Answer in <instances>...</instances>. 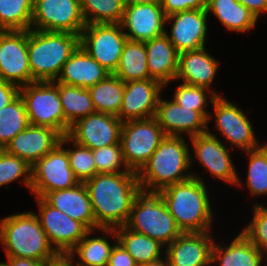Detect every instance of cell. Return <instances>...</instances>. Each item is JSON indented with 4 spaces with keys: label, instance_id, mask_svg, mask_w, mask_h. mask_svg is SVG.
<instances>
[{
    "label": "cell",
    "instance_id": "6da1fadb",
    "mask_svg": "<svg viewBox=\"0 0 267 266\" xmlns=\"http://www.w3.org/2000/svg\"><path fill=\"white\" fill-rule=\"evenodd\" d=\"M96 230L115 229L127 224L141 186L136 172L101 173L86 180Z\"/></svg>",
    "mask_w": 267,
    "mask_h": 266
},
{
    "label": "cell",
    "instance_id": "7a4b0ae2",
    "mask_svg": "<svg viewBox=\"0 0 267 266\" xmlns=\"http://www.w3.org/2000/svg\"><path fill=\"white\" fill-rule=\"evenodd\" d=\"M202 178L195 173L187 181L172 184L158 192L183 233L212 229L213 207Z\"/></svg>",
    "mask_w": 267,
    "mask_h": 266
},
{
    "label": "cell",
    "instance_id": "3957f363",
    "mask_svg": "<svg viewBox=\"0 0 267 266\" xmlns=\"http://www.w3.org/2000/svg\"><path fill=\"white\" fill-rule=\"evenodd\" d=\"M184 136H166L137 173L141 190L158 193L167 186L192 178L193 159ZM190 172V173H189Z\"/></svg>",
    "mask_w": 267,
    "mask_h": 266
},
{
    "label": "cell",
    "instance_id": "277c9868",
    "mask_svg": "<svg viewBox=\"0 0 267 266\" xmlns=\"http://www.w3.org/2000/svg\"><path fill=\"white\" fill-rule=\"evenodd\" d=\"M80 45V36L67 32L27 30V48L32 83L55 81L63 65Z\"/></svg>",
    "mask_w": 267,
    "mask_h": 266
},
{
    "label": "cell",
    "instance_id": "5b68a950",
    "mask_svg": "<svg viewBox=\"0 0 267 266\" xmlns=\"http://www.w3.org/2000/svg\"><path fill=\"white\" fill-rule=\"evenodd\" d=\"M0 243L6 257L47 261L58 253L50 245L34 211L7 215L0 219Z\"/></svg>",
    "mask_w": 267,
    "mask_h": 266
},
{
    "label": "cell",
    "instance_id": "8992f818",
    "mask_svg": "<svg viewBox=\"0 0 267 266\" xmlns=\"http://www.w3.org/2000/svg\"><path fill=\"white\" fill-rule=\"evenodd\" d=\"M126 226L156 239L164 247L183 233L161 196L143 191L134 200Z\"/></svg>",
    "mask_w": 267,
    "mask_h": 266
},
{
    "label": "cell",
    "instance_id": "52a82bcc",
    "mask_svg": "<svg viewBox=\"0 0 267 266\" xmlns=\"http://www.w3.org/2000/svg\"><path fill=\"white\" fill-rule=\"evenodd\" d=\"M30 125L48 127L67 135V120L55 81H35L20 88Z\"/></svg>",
    "mask_w": 267,
    "mask_h": 266
},
{
    "label": "cell",
    "instance_id": "ba28073f",
    "mask_svg": "<svg viewBox=\"0 0 267 266\" xmlns=\"http://www.w3.org/2000/svg\"><path fill=\"white\" fill-rule=\"evenodd\" d=\"M165 137L155 117L123 122L120 145L129 170L138 173Z\"/></svg>",
    "mask_w": 267,
    "mask_h": 266
},
{
    "label": "cell",
    "instance_id": "9c48e42d",
    "mask_svg": "<svg viewBox=\"0 0 267 266\" xmlns=\"http://www.w3.org/2000/svg\"><path fill=\"white\" fill-rule=\"evenodd\" d=\"M67 144L68 136H62L60 143L32 166L30 191L36 197L43 198L51 191L69 189L80 183L70 167Z\"/></svg>",
    "mask_w": 267,
    "mask_h": 266
},
{
    "label": "cell",
    "instance_id": "30bf717a",
    "mask_svg": "<svg viewBox=\"0 0 267 266\" xmlns=\"http://www.w3.org/2000/svg\"><path fill=\"white\" fill-rule=\"evenodd\" d=\"M127 40L120 23L86 24L80 34V45L110 74L117 69Z\"/></svg>",
    "mask_w": 267,
    "mask_h": 266
},
{
    "label": "cell",
    "instance_id": "8fae6325",
    "mask_svg": "<svg viewBox=\"0 0 267 266\" xmlns=\"http://www.w3.org/2000/svg\"><path fill=\"white\" fill-rule=\"evenodd\" d=\"M85 26L79 0H34L30 29L80 36Z\"/></svg>",
    "mask_w": 267,
    "mask_h": 266
},
{
    "label": "cell",
    "instance_id": "7c38bea8",
    "mask_svg": "<svg viewBox=\"0 0 267 266\" xmlns=\"http://www.w3.org/2000/svg\"><path fill=\"white\" fill-rule=\"evenodd\" d=\"M228 101L224 96H217L212 105L214 114H209L208 124L214 115L215 128L225 138L227 143L239 150L246 152L261 147L249 118L246 114Z\"/></svg>",
    "mask_w": 267,
    "mask_h": 266
},
{
    "label": "cell",
    "instance_id": "4fadbf2b",
    "mask_svg": "<svg viewBox=\"0 0 267 266\" xmlns=\"http://www.w3.org/2000/svg\"><path fill=\"white\" fill-rule=\"evenodd\" d=\"M38 217L50 245L57 253L68 254L90 231L83 223L72 219L49 205L42 197H35Z\"/></svg>",
    "mask_w": 267,
    "mask_h": 266
},
{
    "label": "cell",
    "instance_id": "5bb4252c",
    "mask_svg": "<svg viewBox=\"0 0 267 266\" xmlns=\"http://www.w3.org/2000/svg\"><path fill=\"white\" fill-rule=\"evenodd\" d=\"M190 143L195 158L207 170L213 178L225 181L235 187L243 186L241 178L236 172L231 158L230 150L226 145L210 131L190 138Z\"/></svg>",
    "mask_w": 267,
    "mask_h": 266
},
{
    "label": "cell",
    "instance_id": "9a60e30c",
    "mask_svg": "<svg viewBox=\"0 0 267 266\" xmlns=\"http://www.w3.org/2000/svg\"><path fill=\"white\" fill-rule=\"evenodd\" d=\"M0 79L20 88L32 83L27 30H7L0 34Z\"/></svg>",
    "mask_w": 267,
    "mask_h": 266
},
{
    "label": "cell",
    "instance_id": "2e32d148",
    "mask_svg": "<svg viewBox=\"0 0 267 266\" xmlns=\"http://www.w3.org/2000/svg\"><path fill=\"white\" fill-rule=\"evenodd\" d=\"M123 122L113 114L95 112L71 125L67 136L92 150L120 143Z\"/></svg>",
    "mask_w": 267,
    "mask_h": 266
},
{
    "label": "cell",
    "instance_id": "e0dca14e",
    "mask_svg": "<svg viewBox=\"0 0 267 266\" xmlns=\"http://www.w3.org/2000/svg\"><path fill=\"white\" fill-rule=\"evenodd\" d=\"M206 9L182 11L166 17L171 23L170 33L165 32L179 53L205 47L208 31Z\"/></svg>",
    "mask_w": 267,
    "mask_h": 266
},
{
    "label": "cell",
    "instance_id": "ac0fdd59",
    "mask_svg": "<svg viewBox=\"0 0 267 266\" xmlns=\"http://www.w3.org/2000/svg\"><path fill=\"white\" fill-rule=\"evenodd\" d=\"M164 88L160 82L151 78L126 82L117 116L122 122L155 117Z\"/></svg>",
    "mask_w": 267,
    "mask_h": 266
},
{
    "label": "cell",
    "instance_id": "d6986e66",
    "mask_svg": "<svg viewBox=\"0 0 267 266\" xmlns=\"http://www.w3.org/2000/svg\"><path fill=\"white\" fill-rule=\"evenodd\" d=\"M166 136H184L189 138L207 132L208 120L193 108L180 106L174 99H163L160 95L155 114Z\"/></svg>",
    "mask_w": 267,
    "mask_h": 266
},
{
    "label": "cell",
    "instance_id": "ffe728a7",
    "mask_svg": "<svg viewBox=\"0 0 267 266\" xmlns=\"http://www.w3.org/2000/svg\"><path fill=\"white\" fill-rule=\"evenodd\" d=\"M120 24L128 40L145 42L166 32V15L161 3L129 5Z\"/></svg>",
    "mask_w": 267,
    "mask_h": 266
},
{
    "label": "cell",
    "instance_id": "44dd1931",
    "mask_svg": "<svg viewBox=\"0 0 267 266\" xmlns=\"http://www.w3.org/2000/svg\"><path fill=\"white\" fill-rule=\"evenodd\" d=\"M214 238L211 231L186 232L165 247L171 266H211Z\"/></svg>",
    "mask_w": 267,
    "mask_h": 266
},
{
    "label": "cell",
    "instance_id": "7402d4cb",
    "mask_svg": "<svg viewBox=\"0 0 267 266\" xmlns=\"http://www.w3.org/2000/svg\"><path fill=\"white\" fill-rule=\"evenodd\" d=\"M61 137L51 128L29 125L13 138L4 150L23 159L32 167L60 143Z\"/></svg>",
    "mask_w": 267,
    "mask_h": 266
},
{
    "label": "cell",
    "instance_id": "603a6c76",
    "mask_svg": "<svg viewBox=\"0 0 267 266\" xmlns=\"http://www.w3.org/2000/svg\"><path fill=\"white\" fill-rule=\"evenodd\" d=\"M43 199L70 218L83 223L90 231L96 232L95 216L84 182L69 189L51 191Z\"/></svg>",
    "mask_w": 267,
    "mask_h": 266
},
{
    "label": "cell",
    "instance_id": "cb8c5ba5",
    "mask_svg": "<svg viewBox=\"0 0 267 266\" xmlns=\"http://www.w3.org/2000/svg\"><path fill=\"white\" fill-rule=\"evenodd\" d=\"M219 61L216 60L205 47L179 53L178 70L175 81L211 88L217 76Z\"/></svg>",
    "mask_w": 267,
    "mask_h": 266
},
{
    "label": "cell",
    "instance_id": "d4e9b609",
    "mask_svg": "<svg viewBox=\"0 0 267 266\" xmlns=\"http://www.w3.org/2000/svg\"><path fill=\"white\" fill-rule=\"evenodd\" d=\"M147 66L151 79L164 87L175 81L178 70L179 52L164 33L145 41Z\"/></svg>",
    "mask_w": 267,
    "mask_h": 266
},
{
    "label": "cell",
    "instance_id": "484cf974",
    "mask_svg": "<svg viewBox=\"0 0 267 266\" xmlns=\"http://www.w3.org/2000/svg\"><path fill=\"white\" fill-rule=\"evenodd\" d=\"M109 74L79 45L63 65L62 71L55 82L88 89L104 80Z\"/></svg>",
    "mask_w": 267,
    "mask_h": 266
},
{
    "label": "cell",
    "instance_id": "4316f807",
    "mask_svg": "<svg viewBox=\"0 0 267 266\" xmlns=\"http://www.w3.org/2000/svg\"><path fill=\"white\" fill-rule=\"evenodd\" d=\"M265 255L239 232L228 245L214 241L211 264L217 266H267L263 264ZM219 264V265H218Z\"/></svg>",
    "mask_w": 267,
    "mask_h": 266
},
{
    "label": "cell",
    "instance_id": "83f0119b",
    "mask_svg": "<svg viewBox=\"0 0 267 266\" xmlns=\"http://www.w3.org/2000/svg\"><path fill=\"white\" fill-rule=\"evenodd\" d=\"M95 230L89 231L85 237L68 253L74 259L77 256L76 266H107L111 251L117 243L115 229H99L103 235L90 238ZM105 234V235H104ZM114 239L108 241V236ZM107 236V237H106ZM76 255V256H75Z\"/></svg>",
    "mask_w": 267,
    "mask_h": 266
},
{
    "label": "cell",
    "instance_id": "f1b7e54d",
    "mask_svg": "<svg viewBox=\"0 0 267 266\" xmlns=\"http://www.w3.org/2000/svg\"><path fill=\"white\" fill-rule=\"evenodd\" d=\"M207 13L214 14L228 30L245 33L255 28L256 16L238 0H207Z\"/></svg>",
    "mask_w": 267,
    "mask_h": 266
},
{
    "label": "cell",
    "instance_id": "f546056e",
    "mask_svg": "<svg viewBox=\"0 0 267 266\" xmlns=\"http://www.w3.org/2000/svg\"><path fill=\"white\" fill-rule=\"evenodd\" d=\"M117 242L133 257L138 266L152 263L165 256L164 246L156 239L135 232L126 225L115 228Z\"/></svg>",
    "mask_w": 267,
    "mask_h": 266
},
{
    "label": "cell",
    "instance_id": "4dcf8cb0",
    "mask_svg": "<svg viewBox=\"0 0 267 266\" xmlns=\"http://www.w3.org/2000/svg\"><path fill=\"white\" fill-rule=\"evenodd\" d=\"M114 75L124 83L150 78L145 42L127 40Z\"/></svg>",
    "mask_w": 267,
    "mask_h": 266
},
{
    "label": "cell",
    "instance_id": "1f68e13d",
    "mask_svg": "<svg viewBox=\"0 0 267 266\" xmlns=\"http://www.w3.org/2000/svg\"><path fill=\"white\" fill-rule=\"evenodd\" d=\"M57 85L68 134L71 125L77 120L96 111L88 89L63 83Z\"/></svg>",
    "mask_w": 267,
    "mask_h": 266
},
{
    "label": "cell",
    "instance_id": "d6a6232c",
    "mask_svg": "<svg viewBox=\"0 0 267 266\" xmlns=\"http://www.w3.org/2000/svg\"><path fill=\"white\" fill-rule=\"evenodd\" d=\"M125 83L114 74L88 88L95 111L118 115L123 99Z\"/></svg>",
    "mask_w": 267,
    "mask_h": 266
},
{
    "label": "cell",
    "instance_id": "836d02e7",
    "mask_svg": "<svg viewBox=\"0 0 267 266\" xmlns=\"http://www.w3.org/2000/svg\"><path fill=\"white\" fill-rule=\"evenodd\" d=\"M24 101L19 95L14 101L0 110V149L29 126Z\"/></svg>",
    "mask_w": 267,
    "mask_h": 266
},
{
    "label": "cell",
    "instance_id": "e575fe53",
    "mask_svg": "<svg viewBox=\"0 0 267 266\" xmlns=\"http://www.w3.org/2000/svg\"><path fill=\"white\" fill-rule=\"evenodd\" d=\"M86 24L121 23L125 4L123 0H79Z\"/></svg>",
    "mask_w": 267,
    "mask_h": 266
},
{
    "label": "cell",
    "instance_id": "d590c367",
    "mask_svg": "<svg viewBox=\"0 0 267 266\" xmlns=\"http://www.w3.org/2000/svg\"><path fill=\"white\" fill-rule=\"evenodd\" d=\"M34 0H0V23L6 30H29Z\"/></svg>",
    "mask_w": 267,
    "mask_h": 266
},
{
    "label": "cell",
    "instance_id": "8d00e7d4",
    "mask_svg": "<svg viewBox=\"0 0 267 266\" xmlns=\"http://www.w3.org/2000/svg\"><path fill=\"white\" fill-rule=\"evenodd\" d=\"M249 156L246 186L252 196L267 195V143L244 152Z\"/></svg>",
    "mask_w": 267,
    "mask_h": 266
},
{
    "label": "cell",
    "instance_id": "74e56055",
    "mask_svg": "<svg viewBox=\"0 0 267 266\" xmlns=\"http://www.w3.org/2000/svg\"><path fill=\"white\" fill-rule=\"evenodd\" d=\"M173 95V99L180 106L193 108V110L199 111L207 120L211 111L208 112L206 107L209 103L212 104L217 96H222L214 89L210 90L205 87L194 86L185 83H181V85L175 89Z\"/></svg>",
    "mask_w": 267,
    "mask_h": 266
},
{
    "label": "cell",
    "instance_id": "f35d334b",
    "mask_svg": "<svg viewBox=\"0 0 267 266\" xmlns=\"http://www.w3.org/2000/svg\"><path fill=\"white\" fill-rule=\"evenodd\" d=\"M31 168L23 159L0 149V187L8 189L10 183L23 177V185L31 190Z\"/></svg>",
    "mask_w": 267,
    "mask_h": 266
},
{
    "label": "cell",
    "instance_id": "ab89813d",
    "mask_svg": "<svg viewBox=\"0 0 267 266\" xmlns=\"http://www.w3.org/2000/svg\"><path fill=\"white\" fill-rule=\"evenodd\" d=\"M68 143H71L73 148H65L68 153L70 167L73 170L75 177L79 182L94 177L97 174L96 164L93 158V150L81 146L68 137Z\"/></svg>",
    "mask_w": 267,
    "mask_h": 266
},
{
    "label": "cell",
    "instance_id": "60d3db41",
    "mask_svg": "<svg viewBox=\"0 0 267 266\" xmlns=\"http://www.w3.org/2000/svg\"><path fill=\"white\" fill-rule=\"evenodd\" d=\"M252 208L253 218L241 232L267 257V207L256 202Z\"/></svg>",
    "mask_w": 267,
    "mask_h": 266
},
{
    "label": "cell",
    "instance_id": "b9f144b4",
    "mask_svg": "<svg viewBox=\"0 0 267 266\" xmlns=\"http://www.w3.org/2000/svg\"><path fill=\"white\" fill-rule=\"evenodd\" d=\"M97 174L133 172L125 164L120 143L93 150Z\"/></svg>",
    "mask_w": 267,
    "mask_h": 266
},
{
    "label": "cell",
    "instance_id": "7bdbcfd3",
    "mask_svg": "<svg viewBox=\"0 0 267 266\" xmlns=\"http://www.w3.org/2000/svg\"><path fill=\"white\" fill-rule=\"evenodd\" d=\"M161 7L167 17L182 11L206 9L207 0H162Z\"/></svg>",
    "mask_w": 267,
    "mask_h": 266
},
{
    "label": "cell",
    "instance_id": "ee69618b",
    "mask_svg": "<svg viewBox=\"0 0 267 266\" xmlns=\"http://www.w3.org/2000/svg\"><path fill=\"white\" fill-rule=\"evenodd\" d=\"M107 266H138L133 257L117 242L109 257Z\"/></svg>",
    "mask_w": 267,
    "mask_h": 266
},
{
    "label": "cell",
    "instance_id": "f6af8a7d",
    "mask_svg": "<svg viewBox=\"0 0 267 266\" xmlns=\"http://www.w3.org/2000/svg\"><path fill=\"white\" fill-rule=\"evenodd\" d=\"M20 95V87L0 79V110Z\"/></svg>",
    "mask_w": 267,
    "mask_h": 266
},
{
    "label": "cell",
    "instance_id": "bcb514c9",
    "mask_svg": "<svg viewBox=\"0 0 267 266\" xmlns=\"http://www.w3.org/2000/svg\"><path fill=\"white\" fill-rule=\"evenodd\" d=\"M259 19L261 14L267 13V0H238ZM264 12V13H263Z\"/></svg>",
    "mask_w": 267,
    "mask_h": 266
},
{
    "label": "cell",
    "instance_id": "7dc6e473",
    "mask_svg": "<svg viewBox=\"0 0 267 266\" xmlns=\"http://www.w3.org/2000/svg\"><path fill=\"white\" fill-rule=\"evenodd\" d=\"M3 266H45V261L28 258L7 257V262H0Z\"/></svg>",
    "mask_w": 267,
    "mask_h": 266
},
{
    "label": "cell",
    "instance_id": "c3c4849f",
    "mask_svg": "<svg viewBox=\"0 0 267 266\" xmlns=\"http://www.w3.org/2000/svg\"><path fill=\"white\" fill-rule=\"evenodd\" d=\"M74 261L71 255L58 253L54 258L47 260L45 266H76Z\"/></svg>",
    "mask_w": 267,
    "mask_h": 266
},
{
    "label": "cell",
    "instance_id": "681fc988",
    "mask_svg": "<svg viewBox=\"0 0 267 266\" xmlns=\"http://www.w3.org/2000/svg\"><path fill=\"white\" fill-rule=\"evenodd\" d=\"M125 6L136 5V4H157L161 3L162 0H123Z\"/></svg>",
    "mask_w": 267,
    "mask_h": 266
},
{
    "label": "cell",
    "instance_id": "f907efd6",
    "mask_svg": "<svg viewBox=\"0 0 267 266\" xmlns=\"http://www.w3.org/2000/svg\"><path fill=\"white\" fill-rule=\"evenodd\" d=\"M141 266H171L169 260L164 256L161 260L152 262V263H147Z\"/></svg>",
    "mask_w": 267,
    "mask_h": 266
},
{
    "label": "cell",
    "instance_id": "816d5d0a",
    "mask_svg": "<svg viewBox=\"0 0 267 266\" xmlns=\"http://www.w3.org/2000/svg\"><path fill=\"white\" fill-rule=\"evenodd\" d=\"M5 31H7V30L0 23V34L3 33V32H5Z\"/></svg>",
    "mask_w": 267,
    "mask_h": 266
}]
</instances>
